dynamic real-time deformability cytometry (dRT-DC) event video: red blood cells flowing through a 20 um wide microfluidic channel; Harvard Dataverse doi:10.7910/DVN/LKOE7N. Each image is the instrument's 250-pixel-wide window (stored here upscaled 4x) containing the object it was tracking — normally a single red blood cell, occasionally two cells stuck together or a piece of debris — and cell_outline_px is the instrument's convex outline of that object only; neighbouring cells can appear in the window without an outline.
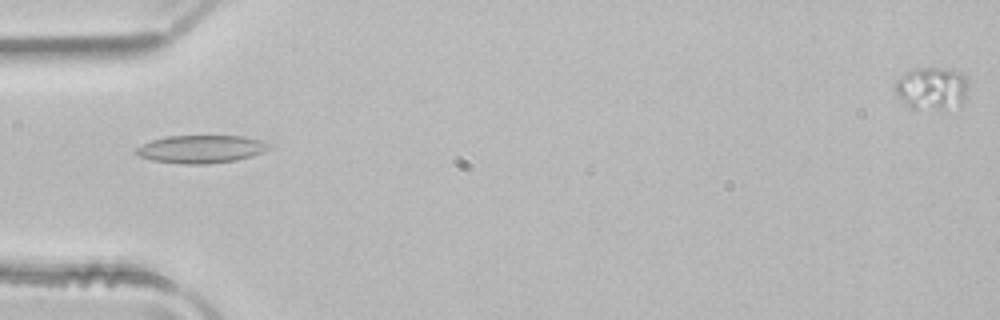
{"species": "common noctule bat (a hibernating species)", "species_latin": "Nyctalus noctula", "temperature_condition": "room temperature", "stored_images_in_passage": 50, "camera_frame_rate_fps": 3000, "um_per_image_px": 0.085, "animal": {"sex": "male", "body_mass_g": 21.5, "forearm_length_mm": 52.0}, "frame": {"image": 1, "passage_image": 16, "time_ms": 5.0, "image_size_px": [1000, 320], "cell_outline_px": [[268, 148], [252, 156], [236, 160], [204, 164], [184, 164], [152, 160], [140, 156], [136, 152], [136, 148], [152, 140], [168, 136], [244, 136], [260, 140], [268, 144]], "centroid_in_image_um": [17.07, 12.67], "position_along_channel_um": 67.9, "area_um2": 21.15}}
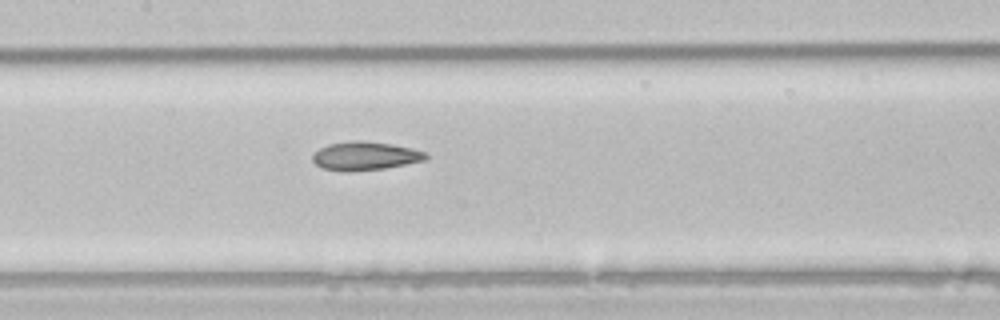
{"frame": {"image": 2, "passage_image": 24, "time_ms": 7.667, "image_size_px": [1000, 320], "cell_outline_px": [[428, 156], [424, 160], [384, 168], [348, 172], [340, 172], [320, 168], [312, 160], [312, 156], [320, 148], [328, 144], [352, 140], [364, 140], [392, 144], [412, 148], [424, 152]], "centroid_in_image_um": [30.98, 13.25], "position_along_channel_um": 176.4, "area_um2": 18.9}}
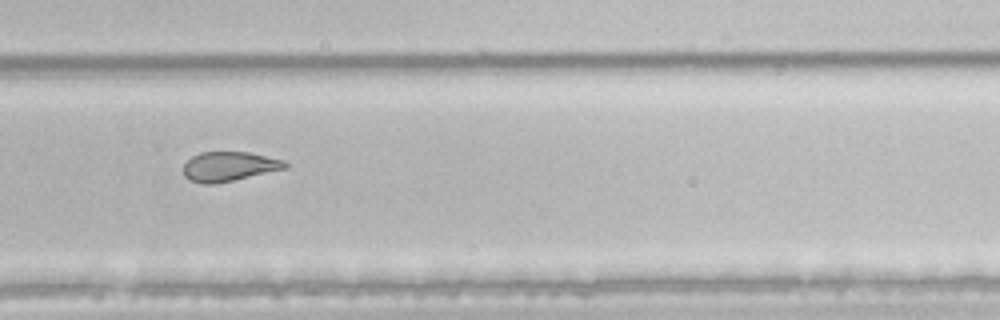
{"frame": {"image": 3, "passage_image": 34, "time_ms": 11.0, "image_size_px": [1000, 320], "cell_outline_px": [[288, 168], [216, 184], [200, 184], [188, 180], [184, 176], [184, 164], [192, 156], [200, 152], [248, 152], [284, 160], [288, 164]], "centroid_in_image_um": [19.46, 14.16], "position_along_channel_um": 310.3, "area_um2": 17.63}, "authors_computed_cell_mechanics": {"area_um2": 20.9814, "velocity_mm_per_s": 4.0433, "shape_relaxation_time_tau1_ms": 5.4603, "shape_relaxation_time_tau2_ms": 2.0917, "deformation_change_tau1": 0.1457, "deformation_change_tau2": 0.0869}}